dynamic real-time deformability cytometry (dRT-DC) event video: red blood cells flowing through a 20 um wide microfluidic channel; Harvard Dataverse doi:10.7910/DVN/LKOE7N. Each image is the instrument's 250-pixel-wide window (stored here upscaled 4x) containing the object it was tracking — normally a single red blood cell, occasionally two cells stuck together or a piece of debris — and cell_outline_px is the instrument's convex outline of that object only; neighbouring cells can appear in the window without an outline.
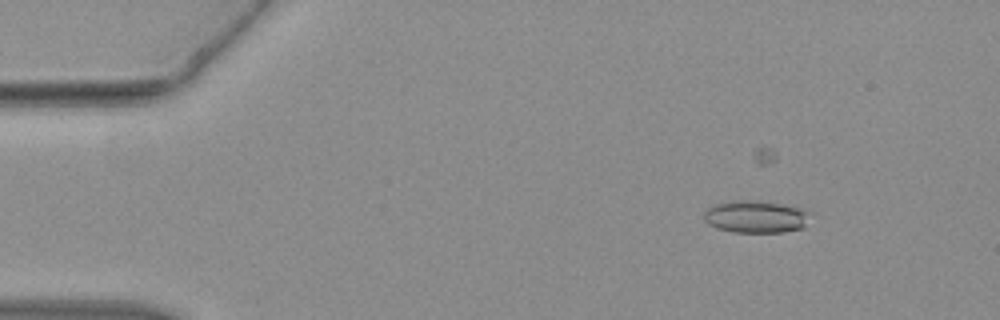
{"species": "common noctule bat (a hibernating species)", "species_latin": "Nyctalus noctula", "temperature_condition": "warm", "stored_images_in_passage": 29, "camera_frame_rate_fps": 3000, "um_per_image_px": 0.085, "animal": {"sex": "female", "body_mass_g": 19.3, "forearm_length_mm": 54.1}, "frame": {"image": 1, "passage_image": 4, "time_ms": 1.0, "image_size_px": [1000, 320], "cell_outline_px": [[812, 212], [804, 228], [784, 232], [732, 232], [716, 228], [708, 224], [704, 220], [704, 212], [712, 204], [740, 200], [744, 200], [780, 204], [804, 208]], "centroid_in_image_um": [64.26, 18.43], "position_along_channel_um": 20.7, "area_um2": 20.11}}
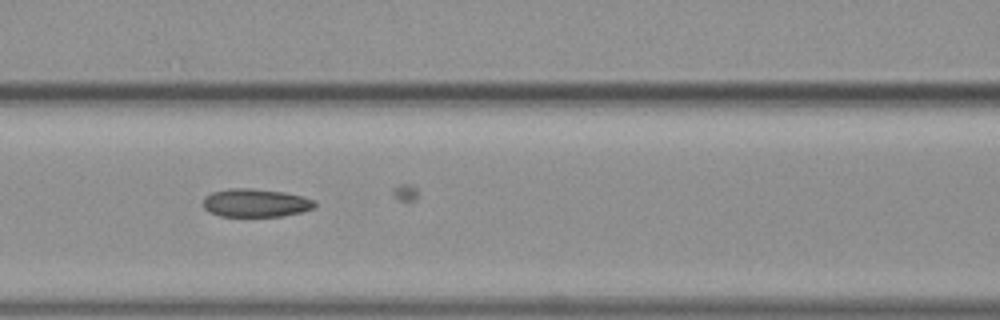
{"frame": {"image": 2, "passage_image": 18, "time_ms": 5.667, "image_size_px": [1000, 320], "cell_outline_px": [[316, 208], [304, 212], [280, 216], [220, 216], [208, 212], [204, 208], [204, 196], [212, 192], [228, 188], [252, 188], [284, 192], [316, 200]], "centroid_in_image_um": [21.74, 17.24], "position_along_channel_um": 144.9, "area_um2": 18.55}}
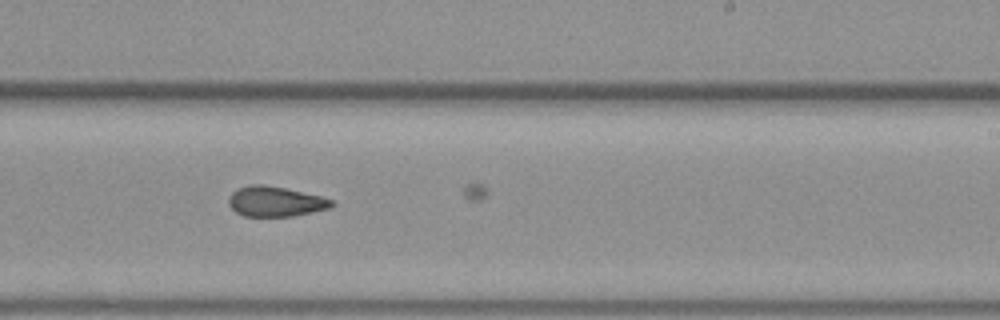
{"frame": {"image": 3, "passage_image": 26, "time_ms": 8.333, "image_size_px": [1000, 320], "cell_outline_px": [[336, 204], [332, 208], [292, 216], [244, 216], [236, 212], [228, 204], [228, 200], [232, 192], [236, 188], [248, 184], [264, 184], [284, 188], [320, 196], [332, 200]], "centroid_in_image_um": [23.4, 17.12], "position_along_channel_um": 265.6, "area_um2": 18.15}}